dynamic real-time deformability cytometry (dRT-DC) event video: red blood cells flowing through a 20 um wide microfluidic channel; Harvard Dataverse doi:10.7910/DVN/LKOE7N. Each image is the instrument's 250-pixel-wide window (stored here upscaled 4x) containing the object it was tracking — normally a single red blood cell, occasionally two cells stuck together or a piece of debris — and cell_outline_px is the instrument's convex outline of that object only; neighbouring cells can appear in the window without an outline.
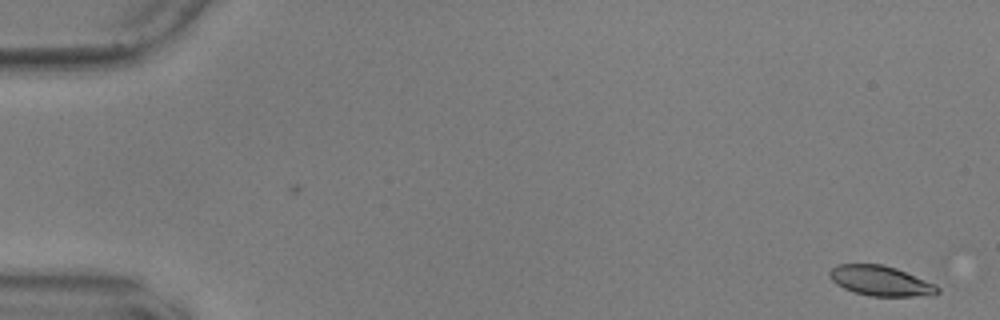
{"species": "common noctule bat (a hibernating species)", "species_latin": "Nyctalus noctula", "temperature_condition": "warm", "stored_images_in_passage": 52, "camera_frame_rate_fps": 3000, "um_per_image_px": 0.085, "animal": {"sex": "male", "body_mass_g": 17.9, "forearm_length_mm": 54.2}, "frame": {"image": 1, "passage_image": 2, "time_ms": 0.333, "image_size_px": [1000, 320], "cell_outline_px": [[940, 292], [936, 296], [868, 296], [852, 292], [836, 284], [828, 276], [828, 272], [832, 268], [840, 264], [880, 264], [896, 268], [936, 284], [940, 288]], "centroid_in_image_um": [74.88, 23.89], "position_along_channel_um": 10.1, "area_um2": 19.13}}
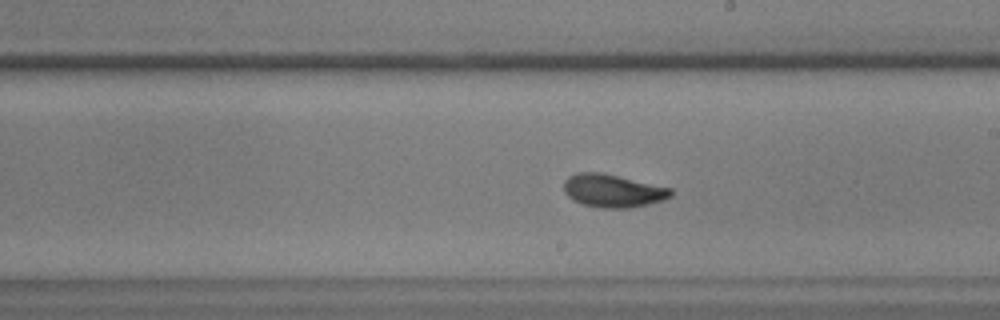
{"frame": {"image": 2, "passage_image": 33, "time_ms": 10.667, "image_size_px": [1000, 320], "cell_outline_px": [[672, 196], [664, 200], [648, 204], [628, 208], [600, 208], [584, 204], [572, 200], [564, 192], [564, 180], [568, 176], [576, 172], [604, 172], [672, 188]], "centroid_in_image_um": [52.09, 16.2], "position_along_channel_um": 236.9, "area_um2": 20.87}}
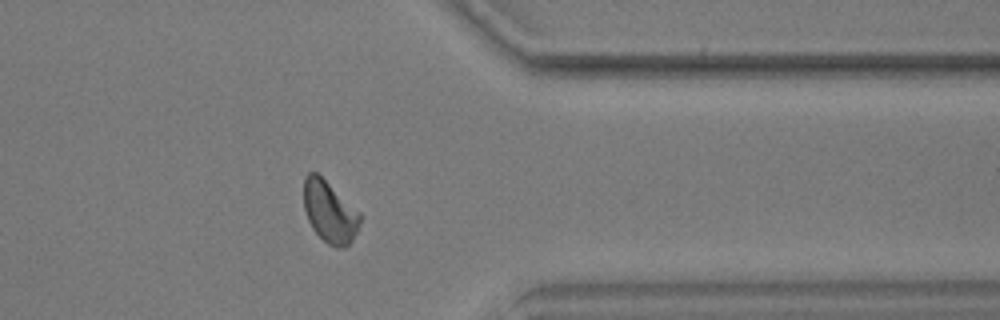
{"frame": {"image": 3, "passage_image": 46, "time_ms": 15.0, "image_size_px": [1000, 320], "cell_outline_px": [[360, 224], [352, 240], [344, 248], [336, 248], [328, 244], [312, 228], [308, 220], [304, 208], [304, 176], [308, 172], [316, 172], [360, 212]], "centroid_in_image_um": [28.01, 18.01], "position_along_channel_um": 383.4, "area_um2": 20.0}}